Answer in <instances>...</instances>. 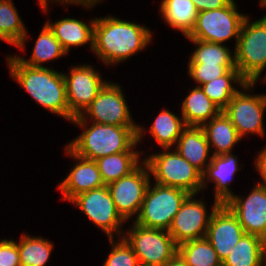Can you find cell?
Returning a JSON list of instances; mask_svg holds the SVG:
<instances>
[{
  "instance_id": "6da1fadb",
  "label": "cell",
  "mask_w": 266,
  "mask_h": 266,
  "mask_svg": "<svg viewBox=\"0 0 266 266\" xmlns=\"http://www.w3.org/2000/svg\"><path fill=\"white\" fill-rule=\"evenodd\" d=\"M151 39L152 32L145 26L112 16L100 17L95 20L92 52L104 64L114 65L143 51Z\"/></svg>"
},
{
  "instance_id": "7a4b0ae2",
  "label": "cell",
  "mask_w": 266,
  "mask_h": 266,
  "mask_svg": "<svg viewBox=\"0 0 266 266\" xmlns=\"http://www.w3.org/2000/svg\"><path fill=\"white\" fill-rule=\"evenodd\" d=\"M71 122L85 130L67 146L78 156L90 160L120 152H139L134 149L140 143L143 132H146L143 126H118L92 122V125L87 127V120L81 116L74 117Z\"/></svg>"
},
{
  "instance_id": "3957f363",
  "label": "cell",
  "mask_w": 266,
  "mask_h": 266,
  "mask_svg": "<svg viewBox=\"0 0 266 266\" xmlns=\"http://www.w3.org/2000/svg\"><path fill=\"white\" fill-rule=\"evenodd\" d=\"M11 77L42 107L69 120L66 84L62 72L48 67H32L16 57L6 58Z\"/></svg>"
},
{
  "instance_id": "277c9868",
  "label": "cell",
  "mask_w": 266,
  "mask_h": 266,
  "mask_svg": "<svg viewBox=\"0 0 266 266\" xmlns=\"http://www.w3.org/2000/svg\"><path fill=\"white\" fill-rule=\"evenodd\" d=\"M234 54L240 75L248 83L256 84L266 68V15L254 22H249L246 16Z\"/></svg>"
},
{
  "instance_id": "5b68a950",
  "label": "cell",
  "mask_w": 266,
  "mask_h": 266,
  "mask_svg": "<svg viewBox=\"0 0 266 266\" xmlns=\"http://www.w3.org/2000/svg\"><path fill=\"white\" fill-rule=\"evenodd\" d=\"M163 148L161 153L150 154L143 161L157 184L182 189L196 195L202 190V174L175 149Z\"/></svg>"
},
{
  "instance_id": "8992f818",
  "label": "cell",
  "mask_w": 266,
  "mask_h": 266,
  "mask_svg": "<svg viewBox=\"0 0 266 266\" xmlns=\"http://www.w3.org/2000/svg\"><path fill=\"white\" fill-rule=\"evenodd\" d=\"M151 186L150 182L134 223L145 228L168 230L189 193L157 183L152 188Z\"/></svg>"
},
{
  "instance_id": "52a82bcc",
  "label": "cell",
  "mask_w": 266,
  "mask_h": 266,
  "mask_svg": "<svg viewBox=\"0 0 266 266\" xmlns=\"http://www.w3.org/2000/svg\"><path fill=\"white\" fill-rule=\"evenodd\" d=\"M123 238L132 247L140 266H163L177 254L168 230L145 228L133 222Z\"/></svg>"
},
{
  "instance_id": "ba28073f",
  "label": "cell",
  "mask_w": 266,
  "mask_h": 266,
  "mask_svg": "<svg viewBox=\"0 0 266 266\" xmlns=\"http://www.w3.org/2000/svg\"><path fill=\"white\" fill-rule=\"evenodd\" d=\"M246 16L238 12L235 0L219 9L198 12L195 26L186 38L220 44L235 38L236 47Z\"/></svg>"
},
{
  "instance_id": "9c48e42d",
  "label": "cell",
  "mask_w": 266,
  "mask_h": 266,
  "mask_svg": "<svg viewBox=\"0 0 266 266\" xmlns=\"http://www.w3.org/2000/svg\"><path fill=\"white\" fill-rule=\"evenodd\" d=\"M70 202L76 205L94 225L101 228L108 238H115L114 233L123 237L125 231L122 225L126 221L117 212L107 185L81 193Z\"/></svg>"
},
{
  "instance_id": "30bf717a",
  "label": "cell",
  "mask_w": 266,
  "mask_h": 266,
  "mask_svg": "<svg viewBox=\"0 0 266 266\" xmlns=\"http://www.w3.org/2000/svg\"><path fill=\"white\" fill-rule=\"evenodd\" d=\"M255 83H247L228 103L223 112L229 117L239 136L255 134L261 137L265 134L263 114L266 109V94L249 95ZM245 91V92H244Z\"/></svg>"
},
{
  "instance_id": "8fae6325",
  "label": "cell",
  "mask_w": 266,
  "mask_h": 266,
  "mask_svg": "<svg viewBox=\"0 0 266 266\" xmlns=\"http://www.w3.org/2000/svg\"><path fill=\"white\" fill-rule=\"evenodd\" d=\"M150 177L149 168L142 160L141 164L129 175L107 185L117 212L126 222L134 215L138 216L151 180Z\"/></svg>"
},
{
  "instance_id": "7c38bea8",
  "label": "cell",
  "mask_w": 266,
  "mask_h": 266,
  "mask_svg": "<svg viewBox=\"0 0 266 266\" xmlns=\"http://www.w3.org/2000/svg\"><path fill=\"white\" fill-rule=\"evenodd\" d=\"M88 115V116H87ZM81 117L101 123L118 126H139L133 121L129 106L120 85L107 81L99 90L91 105L83 112Z\"/></svg>"
},
{
  "instance_id": "4fadbf2b",
  "label": "cell",
  "mask_w": 266,
  "mask_h": 266,
  "mask_svg": "<svg viewBox=\"0 0 266 266\" xmlns=\"http://www.w3.org/2000/svg\"><path fill=\"white\" fill-rule=\"evenodd\" d=\"M66 84V97L69 106V121L81 116L96 98L103 81L99 72L91 65L73 66L69 74L63 73Z\"/></svg>"
},
{
  "instance_id": "5bb4252c",
  "label": "cell",
  "mask_w": 266,
  "mask_h": 266,
  "mask_svg": "<svg viewBox=\"0 0 266 266\" xmlns=\"http://www.w3.org/2000/svg\"><path fill=\"white\" fill-rule=\"evenodd\" d=\"M194 196V194H189L184 200L168 229L177 245L206 237L211 215L220 205L218 202H214L213 208L208 214L205 202L194 199Z\"/></svg>"
},
{
  "instance_id": "9a60e30c",
  "label": "cell",
  "mask_w": 266,
  "mask_h": 266,
  "mask_svg": "<svg viewBox=\"0 0 266 266\" xmlns=\"http://www.w3.org/2000/svg\"><path fill=\"white\" fill-rule=\"evenodd\" d=\"M225 205L237 217L246 234L266 241V186L256 184L246 198L234 195Z\"/></svg>"
},
{
  "instance_id": "2e32d148",
  "label": "cell",
  "mask_w": 266,
  "mask_h": 266,
  "mask_svg": "<svg viewBox=\"0 0 266 266\" xmlns=\"http://www.w3.org/2000/svg\"><path fill=\"white\" fill-rule=\"evenodd\" d=\"M245 231L237 217L224 204L219 205L212 213L206 238L223 262L231 249L239 242Z\"/></svg>"
},
{
  "instance_id": "e0dca14e",
  "label": "cell",
  "mask_w": 266,
  "mask_h": 266,
  "mask_svg": "<svg viewBox=\"0 0 266 266\" xmlns=\"http://www.w3.org/2000/svg\"><path fill=\"white\" fill-rule=\"evenodd\" d=\"M65 147L67 155L77 160L70 173L58 185L63 199L70 202L75 196L105 184L95 160L78 156L68 146Z\"/></svg>"
},
{
  "instance_id": "ac0fdd59",
  "label": "cell",
  "mask_w": 266,
  "mask_h": 266,
  "mask_svg": "<svg viewBox=\"0 0 266 266\" xmlns=\"http://www.w3.org/2000/svg\"><path fill=\"white\" fill-rule=\"evenodd\" d=\"M210 163L202 174V190L208 182H213L214 202L220 205L226 204L235 194L232 193L229 186L233 176L241 170L238 166L237 156L229 152L222 155H212Z\"/></svg>"
},
{
  "instance_id": "d6986e66",
  "label": "cell",
  "mask_w": 266,
  "mask_h": 266,
  "mask_svg": "<svg viewBox=\"0 0 266 266\" xmlns=\"http://www.w3.org/2000/svg\"><path fill=\"white\" fill-rule=\"evenodd\" d=\"M176 145L175 150L203 174L211 161L212 155L209 157V154H211L210 150L213 149V147L210 148L203 128L201 126H186Z\"/></svg>"
},
{
  "instance_id": "ffe728a7",
  "label": "cell",
  "mask_w": 266,
  "mask_h": 266,
  "mask_svg": "<svg viewBox=\"0 0 266 266\" xmlns=\"http://www.w3.org/2000/svg\"><path fill=\"white\" fill-rule=\"evenodd\" d=\"M95 20L96 18L87 24L74 18H63L54 23L47 20L45 24L68 53L73 46L77 47L88 43H90V50H93Z\"/></svg>"
},
{
  "instance_id": "44dd1931",
  "label": "cell",
  "mask_w": 266,
  "mask_h": 266,
  "mask_svg": "<svg viewBox=\"0 0 266 266\" xmlns=\"http://www.w3.org/2000/svg\"><path fill=\"white\" fill-rule=\"evenodd\" d=\"M207 141L215 148L211 155H222L232 152L235 144L242 140L229 117L221 111L210 121L201 126Z\"/></svg>"
},
{
  "instance_id": "7402d4cb",
  "label": "cell",
  "mask_w": 266,
  "mask_h": 266,
  "mask_svg": "<svg viewBox=\"0 0 266 266\" xmlns=\"http://www.w3.org/2000/svg\"><path fill=\"white\" fill-rule=\"evenodd\" d=\"M181 112L186 126H202L218 115L221 110L208 98L200 86H196L182 101Z\"/></svg>"
},
{
  "instance_id": "603a6c76",
  "label": "cell",
  "mask_w": 266,
  "mask_h": 266,
  "mask_svg": "<svg viewBox=\"0 0 266 266\" xmlns=\"http://www.w3.org/2000/svg\"><path fill=\"white\" fill-rule=\"evenodd\" d=\"M159 10L164 21L185 37L193 30L198 11L191 0H163Z\"/></svg>"
},
{
  "instance_id": "cb8c5ba5",
  "label": "cell",
  "mask_w": 266,
  "mask_h": 266,
  "mask_svg": "<svg viewBox=\"0 0 266 266\" xmlns=\"http://www.w3.org/2000/svg\"><path fill=\"white\" fill-rule=\"evenodd\" d=\"M139 152H120L95 160L105 185L129 175L139 165Z\"/></svg>"
},
{
  "instance_id": "d4e9b609",
  "label": "cell",
  "mask_w": 266,
  "mask_h": 266,
  "mask_svg": "<svg viewBox=\"0 0 266 266\" xmlns=\"http://www.w3.org/2000/svg\"><path fill=\"white\" fill-rule=\"evenodd\" d=\"M266 241L256 235L244 234L222 262V266H261Z\"/></svg>"
},
{
  "instance_id": "484cf974",
  "label": "cell",
  "mask_w": 266,
  "mask_h": 266,
  "mask_svg": "<svg viewBox=\"0 0 266 266\" xmlns=\"http://www.w3.org/2000/svg\"><path fill=\"white\" fill-rule=\"evenodd\" d=\"M232 83L241 85V88L248 82L240 75L238 69L228 70L223 76H220L208 83L200 85L208 98L223 111L232 97L239 91L234 88Z\"/></svg>"
},
{
  "instance_id": "4316f807",
  "label": "cell",
  "mask_w": 266,
  "mask_h": 266,
  "mask_svg": "<svg viewBox=\"0 0 266 266\" xmlns=\"http://www.w3.org/2000/svg\"><path fill=\"white\" fill-rule=\"evenodd\" d=\"M35 42L29 60L15 55L21 63L32 67H45L42 63H48L53 59L67 55V52L63 49L61 43L56 39L53 32L46 24L41 29Z\"/></svg>"
},
{
  "instance_id": "83f0119b",
  "label": "cell",
  "mask_w": 266,
  "mask_h": 266,
  "mask_svg": "<svg viewBox=\"0 0 266 266\" xmlns=\"http://www.w3.org/2000/svg\"><path fill=\"white\" fill-rule=\"evenodd\" d=\"M177 254L187 266H222V261L206 237L177 245Z\"/></svg>"
},
{
  "instance_id": "f1b7e54d",
  "label": "cell",
  "mask_w": 266,
  "mask_h": 266,
  "mask_svg": "<svg viewBox=\"0 0 266 266\" xmlns=\"http://www.w3.org/2000/svg\"><path fill=\"white\" fill-rule=\"evenodd\" d=\"M185 127L182 117L179 118L169 110H162L154 119L149 132L162 149L172 148L176 145Z\"/></svg>"
},
{
  "instance_id": "f546056e",
  "label": "cell",
  "mask_w": 266,
  "mask_h": 266,
  "mask_svg": "<svg viewBox=\"0 0 266 266\" xmlns=\"http://www.w3.org/2000/svg\"><path fill=\"white\" fill-rule=\"evenodd\" d=\"M0 31L14 46L24 50L27 30L12 0H0Z\"/></svg>"
},
{
  "instance_id": "4dcf8cb0",
  "label": "cell",
  "mask_w": 266,
  "mask_h": 266,
  "mask_svg": "<svg viewBox=\"0 0 266 266\" xmlns=\"http://www.w3.org/2000/svg\"><path fill=\"white\" fill-rule=\"evenodd\" d=\"M17 246L21 266H45L53 250V244L47 239L24 233Z\"/></svg>"
},
{
  "instance_id": "1f68e13d",
  "label": "cell",
  "mask_w": 266,
  "mask_h": 266,
  "mask_svg": "<svg viewBox=\"0 0 266 266\" xmlns=\"http://www.w3.org/2000/svg\"><path fill=\"white\" fill-rule=\"evenodd\" d=\"M188 40L196 45L188 64L235 65V54H231L227 46L197 39Z\"/></svg>"
},
{
  "instance_id": "d6a6232c",
  "label": "cell",
  "mask_w": 266,
  "mask_h": 266,
  "mask_svg": "<svg viewBox=\"0 0 266 266\" xmlns=\"http://www.w3.org/2000/svg\"><path fill=\"white\" fill-rule=\"evenodd\" d=\"M112 244L111 252L106 257L103 266H140L132 247L121 237L118 241L109 238Z\"/></svg>"
},
{
  "instance_id": "836d02e7",
  "label": "cell",
  "mask_w": 266,
  "mask_h": 266,
  "mask_svg": "<svg viewBox=\"0 0 266 266\" xmlns=\"http://www.w3.org/2000/svg\"><path fill=\"white\" fill-rule=\"evenodd\" d=\"M232 69L237 68L235 65L188 64V75L199 83L197 86H200L223 76L228 70Z\"/></svg>"
},
{
  "instance_id": "e575fe53",
  "label": "cell",
  "mask_w": 266,
  "mask_h": 266,
  "mask_svg": "<svg viewBox=\"0 0 266 266\" xmlns=\"http://www.w3.org/2000/svg\"><path fill=\"white\" fill-rule=\"evenodd\" d=\"M0 266H21L18 246L13 239L0 241Z\"/></svg>"
},
{
  "instance_id": "d590c367",
  "label": "cell",
  "mask_w": 266,
  "mask_h": 266,
  "mask_svg": "<svg viewBox=\"0 0 266 266\" xmlns=\"http://www.w3.org/2000/svg\"><path fill=\"white\" fill-rule=\"evenodd\" d=\"M198 12L219 9L229 5L233 0H191Z\"/></svg>"
},
{
  "instance_id": "8d00e7d4",
  "label": "cell",
  "mask_w": 266,
  "mask_h": 266,
  "mask_svg": "<svg viewBox=\"0 0 266 266\" xmlns=\"http://www.w3.org/2000/svg\"><path fill=\"white\" fill-rule=\"evenodd\" d=\"M50 1H57L58 3L63 4H79L82 5V7L85 8H92L93 6L97 5L98 3L102 2L103 0H38V3L40 4L41 10L47 13L48 4Z\"/></svg>"
},
{
  "instance_id": "74e56055",
  "label": "cell",
  "mask_w": 266,
  "mask_h": 266,
  "mask_svg": "<svg viewBox=\"0 0 266 266\" xmlns=\"http://www.w3.org/2000/svg\"><path fill=\"white\" fill-rule=\"evenodd\" d=\"M255 168L261 176L262 182L257 183L259 185L266 186V146L262 148L261 152L257 155L255 159Z\"/></svg>"
},
{
  "instance_id": "f35d334b",
  "label": "cell",
  "mask_w": 266,
  "mask_h": 266,
  "mask_svg": "<svg viewBox=\"0 0 266 266\" xmlns=\"http://www.w3.org/2000/svg\"><path fill=\"white\" fill-rule=\"evenodd\" d=\"M163 266H187L184 261L176 254L171 260L167 261Z\"/></svg>"
},
{
  "instance_id": "ab89813d",
  "label": "cell",
  "mask_w": 266,
  "mask_h": 266,
  "mask_svg": "<svg viewBox=\"0 0 266 266\" xmlns=\"http://www.w3.org/2000/svg\"><path fill=\"white\" fill-rule=\"evenodd\" d=\"M261 266H266V245L264 247L263 255H262V264Z\"/></svg>"
},
{
  "instance_id": "60d3db41",
  "label": "cell",
  "mask_w": 266,
  "mask_h": 266,
  "mask_svg": "<svg viewBox=\"0 0 266 266\" xmlns=\"http://www.w3.org/2000/svg\"><path fill=\"white\" fill-rule=\"evenodd\" d=\"M0 40L9 43L10 45H13L0 31Z\"/></svg>"
},
{
  "instance_id": "b9f144b4",
  "label": "cell",
  "mask_w": 266,
  "mask_h": 266,
  "mask_svg": "<svg viewBox=\"0 0 266 266\" xmlns=\"http://www.w3.org/2000/svg\"><path fill=\"white\" fill-rule=\"evenodd\" d=\"M261 7H266V0H260Z\"/></svg>"
}]
</instances>
